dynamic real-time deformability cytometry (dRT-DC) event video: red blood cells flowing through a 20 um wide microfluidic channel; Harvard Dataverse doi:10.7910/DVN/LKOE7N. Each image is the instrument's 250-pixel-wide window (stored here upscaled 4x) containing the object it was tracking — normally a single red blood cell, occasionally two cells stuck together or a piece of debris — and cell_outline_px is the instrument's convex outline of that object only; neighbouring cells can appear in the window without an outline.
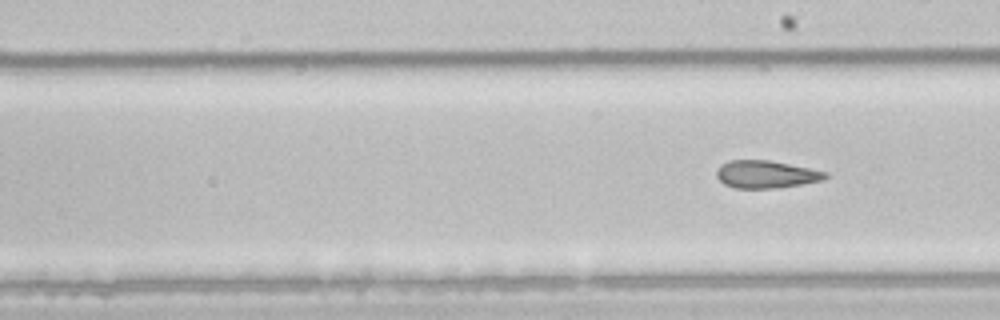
{"species": "common noctule bat (a hibernating species)", "species_latin": "Nyctalus noctula", "temperature_condition": "room temperature", "stored_images_in_passage": 7, "camera_frame_rate_fps": 3000, "um_per_image_px": 0.085, "animal": {"sex": "male", "body_mass_g": 21.5, "forearm_length_mm": 52.0}, "frame": {"image": 1, "passage_image": 7, "time_ms": 2.0, "image_size_px": [1000, 320], "cell_outline_px": [[828, 176], [824, 180], [780, 188], [736, 188], [724, 184], [716, 176], [716, 172], [720, 164], [728, 160], [768, 160], [828, 172]], "centroid_in_image_um": [65.1, 14.82], "position_along_channel_um": 223.9, "area_um2": 17.51}}